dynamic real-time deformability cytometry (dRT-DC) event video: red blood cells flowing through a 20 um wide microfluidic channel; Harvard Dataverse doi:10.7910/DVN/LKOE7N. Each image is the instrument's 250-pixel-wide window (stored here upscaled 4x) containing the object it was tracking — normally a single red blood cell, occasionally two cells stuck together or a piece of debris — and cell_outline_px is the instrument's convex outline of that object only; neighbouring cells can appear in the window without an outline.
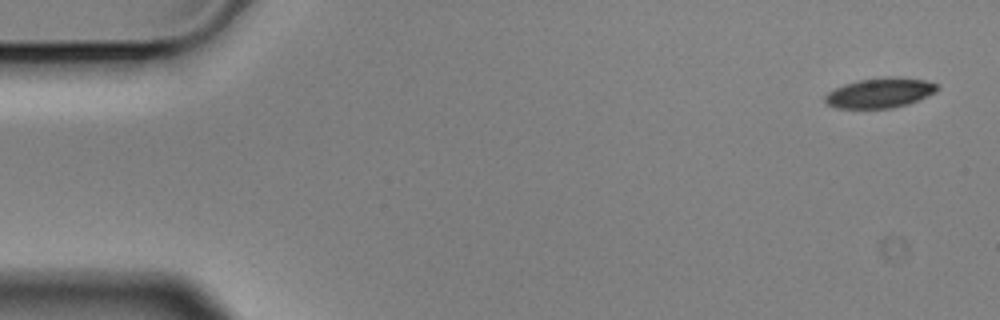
{"species": "Egyptian fruit bat (a non-hibernating species)", "species_latin": "Rousettus aegyptiacus", "temperature_condition": "cold", "stored_images_in_passage": 4, "camera_frame_rate_fps": 3000, "um_per_image_px": 0.085, "animal": {"sex": "male"}, "frame": {"image": 1, "passage_image": 1, "time_ms": 0.0, "image_size_px": [1000, 320], "cell_outline_px": [[940, 88], [936, 92], [908, 104], [892, 108], [836, 108], [828, 104], [824, 100], [824, 96], [828, 92], [844, 84], [860, 80], [884, 76], [900, 76], [924, 80], [936, 84]], "centroid_in_image_um": [74.81, 7.88], "position_along_channel_um": 10.2, "area_um2": 19.65}}
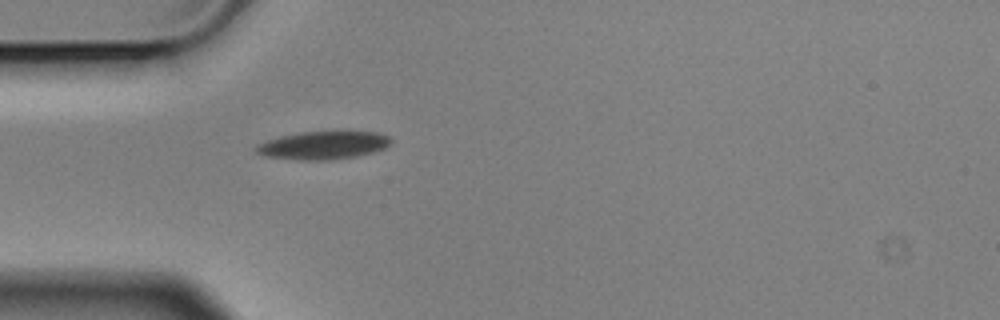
{"frame": {"image": 2, "passage_image": 4, "time_ms": 1.0, "image_size_px": [1000, 320], "cell_outline_px": [[392, 140], [384, 148], [372, 152], [356, 156], [328, 160], [300, 160], [264, 156], [256, 152], [256, 144], [280, 136], [300, 132], [344, 128], [380, 132], [388, 136]], "centroid_in_image_um": [27.52, 12.29], "position_along_channel_um": 57.5, "area_um2": 22.95}}